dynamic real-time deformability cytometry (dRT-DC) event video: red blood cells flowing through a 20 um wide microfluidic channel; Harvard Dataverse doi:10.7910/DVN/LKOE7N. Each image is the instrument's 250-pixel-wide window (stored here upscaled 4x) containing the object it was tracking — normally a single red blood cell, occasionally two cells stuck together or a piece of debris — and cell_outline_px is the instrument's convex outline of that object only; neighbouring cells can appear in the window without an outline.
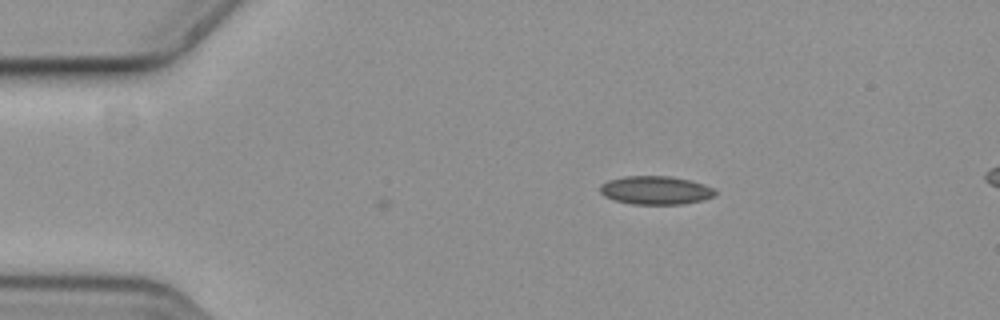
{"species": "common noctule bat (a hibernating species)", "species_latin": "Nyctalus noctula", "temperature_condition": "cold", "stored_images_in_passage": 6, "camera_frame_rate_fps": 3000, "um_per_image_px": 0.085, "animal": {"sex": "female", "body_mass_g": 19.3, "forearm_length_mm": 54.1}, "frame": {"image": 1, "passage_image": 6, "time_ms": 1.667, "image_size_px": [1000, 320], "cell_outline_px": [[716, 196], [704, 200], [684, 204], [632, 204], [616, 200], [604, 196], [600, 192], [600, 184], [608, 180], [624, 176], [668, 176], [688, 180], [704, 184], [712, 188], [716, 192]], "centroid_in_image_um": [55.73, 16.17], "position_along_channel_um": 29.3, "area_um2": 19.07}}